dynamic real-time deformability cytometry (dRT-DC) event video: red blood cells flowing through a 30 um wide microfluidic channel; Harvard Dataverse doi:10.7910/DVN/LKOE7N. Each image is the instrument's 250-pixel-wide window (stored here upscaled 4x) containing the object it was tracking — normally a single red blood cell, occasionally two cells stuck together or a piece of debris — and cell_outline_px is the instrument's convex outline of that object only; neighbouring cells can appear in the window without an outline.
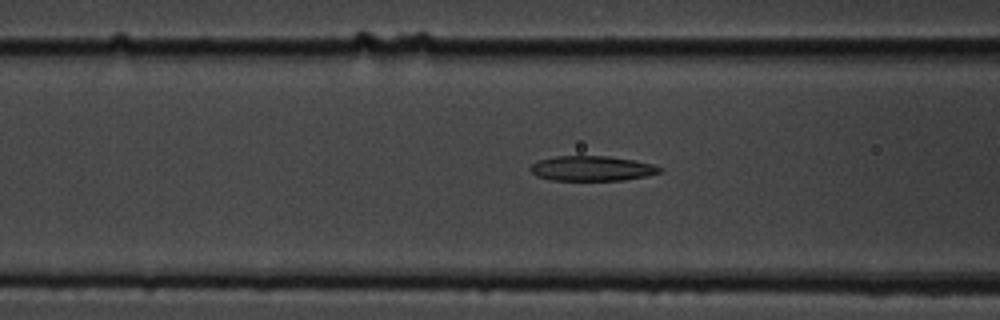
{"species": "common noctule bat (a hibernating species)", "species_latin": "Nyctalus noctula", "temperature_condition": "cold", "stored_images_in_passage": 49, "camera_frame_rate_fps": 3000, "um_per_image_px": 0.085, "animal": {"sex": "male", "body_mass_g": 19.5, "forearm_length_mm": 54.6}, "frame": {"image": 1, "passage_image": 22, "time_ms": 7.0, "image_size_px": [1000, 320], "cell_outline_px": [[664, 172], [648, 176], [624, 180], [548, 180], [536, 176], [528, 168], [532, 164], [540, 160], [556, 156], [608, 156], [632, 160], [652, 164], [664, 168]], "centroid_in_image_um": [50.34, 14.32], "position_along_channel_um": 116.3, "area_um2": 18.96}}
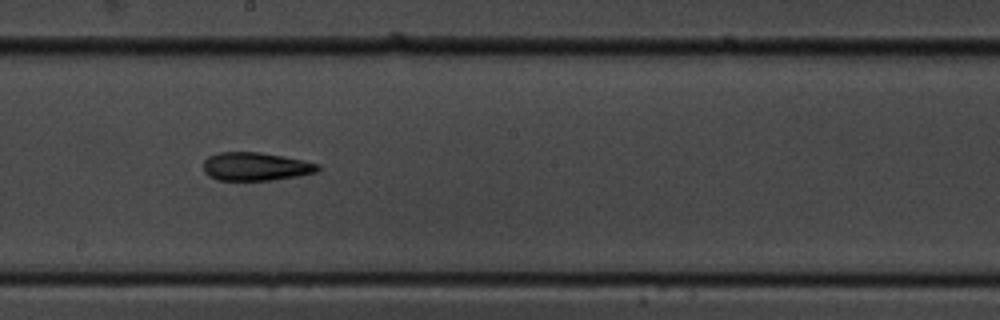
{"frame": {"image": 2, "passage_image": 31, "time_ms": 10.0, "image_size_px": [1000, 320], "cell_outline_px": [[320, 168], [316, 172], [296, 176], [272, 180], [216, 180], [208, 176], [204, 172], [204, 160], [208, 156], [220, 152], [260, 152], [304, 160], [320, 164]], "centroid_in_image_um": [21.71, 14.15], "position_along_channel_um": 226.5, "area_um2": 18.9}}
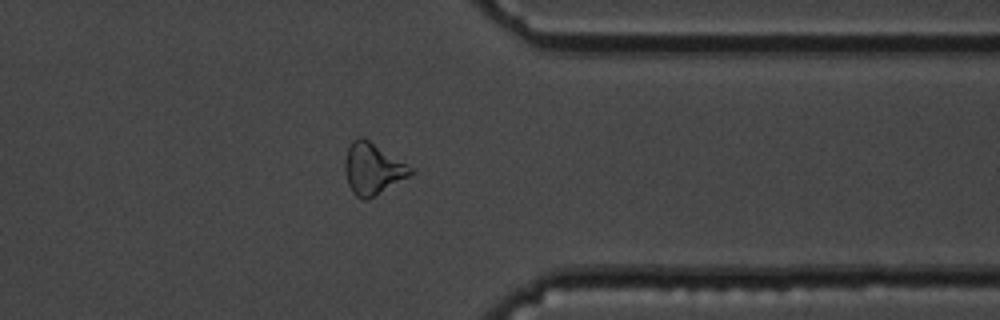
{"frame": {"image": 3, "passage_image": 44, "time_ms": 14.333, "image_size_px": [1000, 320], "cell_outline_px": [[416, 172], [376, 196], [364, 200], [360, 200], [352, 192], [348, 184], [344, 172], [344, 160], [348, 148], [352, 140], [360, 136], [364, 136], [416, 168]], "centroid_in_image_um": [31.71, 14.33], "position_along_channel_um": 379.7, "area_um2": 20.4}, "authors_computed_cell_mechanics": {"area_um2": 19.0162, "velocity_mm_per_s": 3.6675, "shape_relaxation_time_tau1_ms": 6.6757, "shape_relaxation_time_tau2_ms": 2.7301, "deformation_change_tau1": 0.1973, "deformation_change_tau2": 0.1143}}